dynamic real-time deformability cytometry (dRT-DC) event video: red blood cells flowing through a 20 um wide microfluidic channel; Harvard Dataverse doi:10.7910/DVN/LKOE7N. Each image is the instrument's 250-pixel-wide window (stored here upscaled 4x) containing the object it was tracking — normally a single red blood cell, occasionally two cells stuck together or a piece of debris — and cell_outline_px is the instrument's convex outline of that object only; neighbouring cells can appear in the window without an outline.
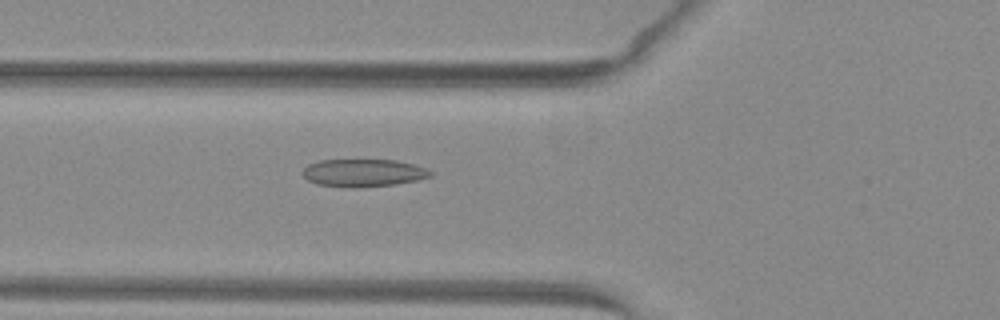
{"species": "common noctule bat (a hibernating species)", "species_latin": "Nyctalus noctula", "temperature_condition": "warm", "stored_images_in_passage": 53, "camera_frame_rate_fps": 3000, "um_per_image_px": 0.085, "animal": {"sex": "female", "body_mass_g": 29.2, "forearm_length_mm": 56.3}, "frame": {"image": 1, "passage_image": 21, "time_ms": 6.667, "image_size_px": [1000, 320], "cell_outline_px": [[432, 176], [416, 180], [396, 184], [356, 188], [348, 188], [316, 184], [308, 180], [300, 172], [308, 164], [320, 160], [396, 160], [428, 168], [432, 172]], "centroid_in_image_um": [30.86, 14.7], "position_along_channel_um": 94.9, "area_um2": 20.75}}
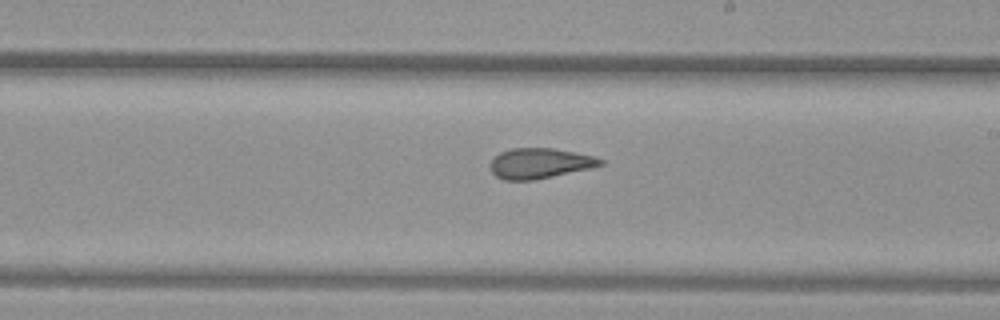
{"frame": {"image": 2, "passage_image": 32, "time_ms": 10.333, "image_size_px": [1000, 320], "cell_outline_px": [[604, 164], [592, 168], [532, 180], [504, 180], [496, 176], [492, 172], [492, 160], [500, 152], [512, 148], [552, 148], [592, 156], [604, 160]], "centroid_in_image_um": [45.89, 13.88], "position_along_channel_um": 243.1, "area_um2": 19.13}}
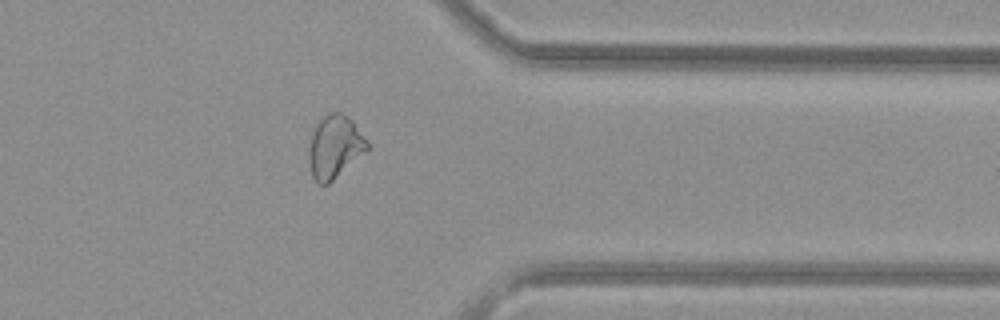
{"frame": {"image": 3, "passage_image": 43, "time_ms": 14.0, "image_size_px": [1000, 320], "cell_outline_px": [[372, 148], [328, 184], [316, 184], [312, 176], [308, 160], [308, 152], [312, 136], [316, 124], [328, 112], [340, 112], [352, 120], [372, 144]], "centroid_in_image_um": [28.5, 12.49], "position_along_channel_um": 382.9, "area_um2": 21.79}, "authors_computed_cell_mechanics": {"area_um2": 22.1952, "velocity_mm_per_s": 4.0372, "shape_relaxation_time_tau1_ms": null, "shape_relaxation_time_tau2_ms": 1.7501, "deformation_change_tau1": null, "deformation_change_tau2": 0.0889}}